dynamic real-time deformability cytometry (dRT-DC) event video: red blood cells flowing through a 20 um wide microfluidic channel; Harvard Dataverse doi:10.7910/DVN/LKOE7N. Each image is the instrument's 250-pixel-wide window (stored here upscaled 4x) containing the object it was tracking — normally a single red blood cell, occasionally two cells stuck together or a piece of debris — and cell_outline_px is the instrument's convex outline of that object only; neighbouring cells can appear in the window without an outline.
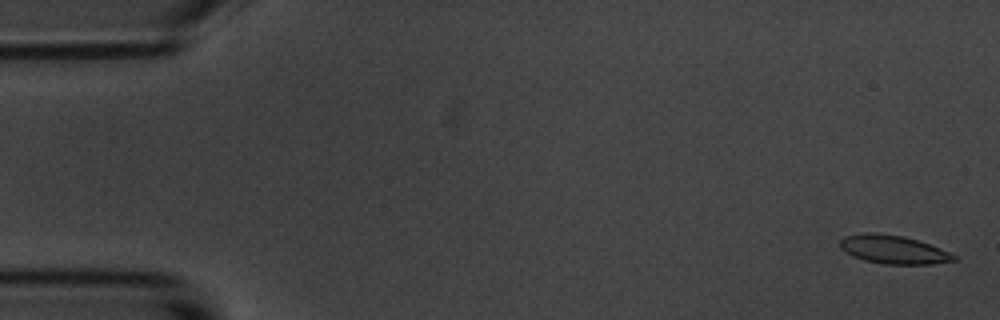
{"species": "common noctule bat (a hibernating species)", "species_latin": "Nyctalus noctula", "temperature_condition": "room temperature", "stored_images_in_passage": 5, "camera_frame_rate_fps": 3000, "um_per_image_px": 0.085, "animal": {"sex": "male", "body_mass_g": 20.1, "forearm_length_mm": 53.5}, "frame": {"image": 1, "passage_image": 1, "time_ms": 0.0, "image_size_px": [1000, 320], "cell_outline_px": [[960, 260], [932, 264], [884, 264], [864, 260], [852, 256], [844, 252], [840, 248], [840, 240], [844, 236], [860, 232], [876, 232], [904, 236], [940, 248], [956, 256]], "centroid_in_image_um": [75.9, 21.2], "position_along_channel_um": 9.1, "area_um2": 19.07}}
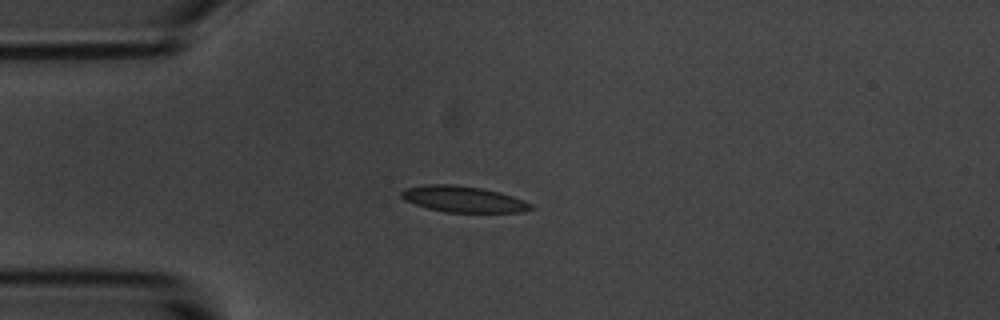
{"frame": {"image": 2, "passage_image": 4, "time_ms": 4.333, "image_size_px": [1000, 320], "cell_outline_px": [[532, 208], [524, 212], [444, 212], [428, 208], [404, 200], [400, 196], [400, 192], [404, 188], [424, 184], [456, 184], [484, 188], [500, 192], [524, 200], [532, 204]], "centroid_in_image_um": [39.35, 16.91], "position_along_channel_um": 45.6, "area_um2": 19.88}}
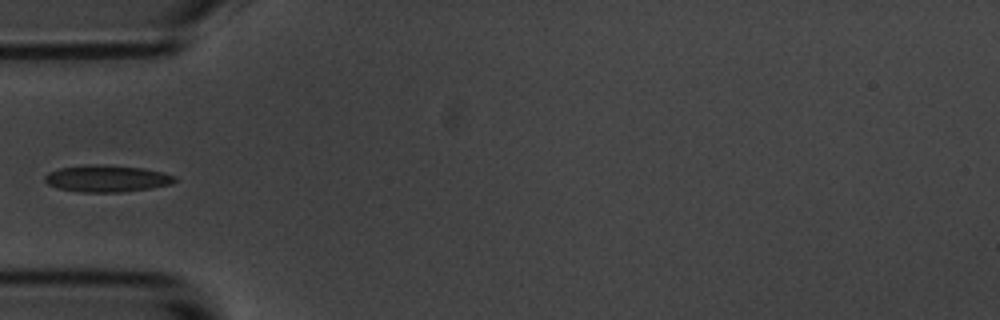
{"frame": {"image": 3, "passage_image": 5, "time_ms": 5.667, "image_size_px": [1000, 320], "cell_outline_px": [[176, 180], [172, 184], [152, 188], [120, 192], [80, 192], [60, 188], [48, 184], [44, 180], [44, 176], [48, 172], [60, 168], [84, 164], [100, 164], [144, 168], [164, 172], [176, 176]], "centroid_in_image_um": [9.1, 15.16], "position_along_channel_um": 75.9, "area_um2": 20.46}}